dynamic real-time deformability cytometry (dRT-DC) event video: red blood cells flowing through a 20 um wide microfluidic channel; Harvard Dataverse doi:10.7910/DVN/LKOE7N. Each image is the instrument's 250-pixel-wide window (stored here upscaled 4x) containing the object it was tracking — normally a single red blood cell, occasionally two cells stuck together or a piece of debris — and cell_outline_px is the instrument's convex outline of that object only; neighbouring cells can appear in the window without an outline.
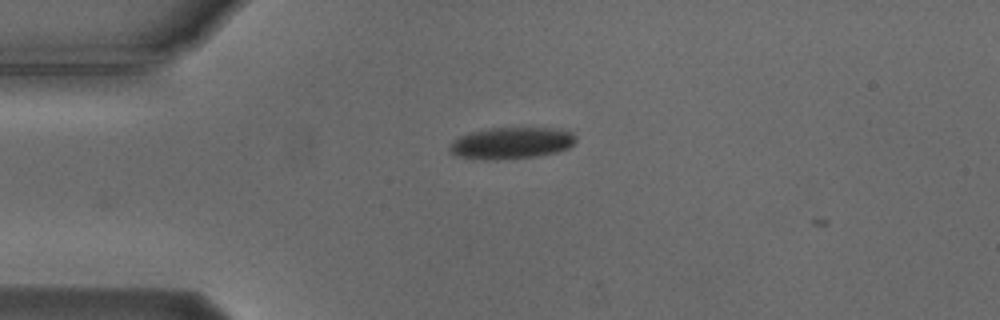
{"species": "Egyptian fruit bat (a non-hibernating species)", "species_latin": "Rousettus aegyptiacus", "temperature_condition": "cold", "stored_images_in_passage": 2, "camera_frame_rate_fps": 3000, "um_per_image_px": 0.085, "animal": {"sex": "male"}, "frame": {"image": 1, "passage_image": 1, "time_ms": 0.0, "image_size_px": [1000, 320], "cell_outline_px": [[576, 140], [568, 148], [556, 152], [540, 156], [492, 160], [484, 160], [456, 156], [448, 152], [448, 144], [452, 140], [468, 132], [488, 128], [556, 128], [572, 132], [576, 136]], "centroid_in_image_um": [43.41, 12.16], "position_along_channel_um": 41.6, "area_um2": 23.64}}